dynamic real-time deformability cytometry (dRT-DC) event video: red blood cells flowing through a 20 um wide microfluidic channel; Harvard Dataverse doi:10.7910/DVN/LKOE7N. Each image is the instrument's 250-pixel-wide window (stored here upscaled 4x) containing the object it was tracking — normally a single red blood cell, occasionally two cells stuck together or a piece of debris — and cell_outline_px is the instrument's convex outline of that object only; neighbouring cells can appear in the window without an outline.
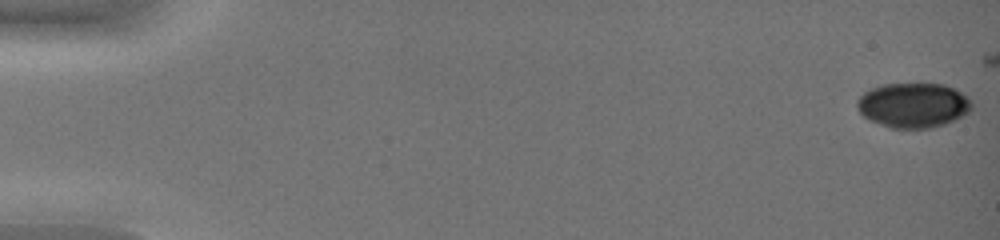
{"species": "common noctule bat (a hibernating species)", "species_latin": "Nyctalus noctula", "temperature_condition": "warm", "stored_images_in_passage": 21, "camera_frame_rate_fps": 3000, "um_per_image_px": 0.085, "animal": {"sex": "female", "body_mass_g": 19.0, "forearm_length_mm": 51.5}, "frame": {"image": 1, "passage_image": 1, "time_ms": 0.0, "image_size_px": [1000, 240], "cell_outline_px": [[972, 108], [968, 112], [944, 124], [932, 128], [892, 128], [868, 120], [860, 112], [856, 104], [856, 100], [864, 92], [872, 88], [884, 84], [944, 84], [968, 96], [972, 104]], "centroid_in_image_um": [77.6, 8.94], "position_along_channel_um": 7.4, "area_um2": 29.77}}
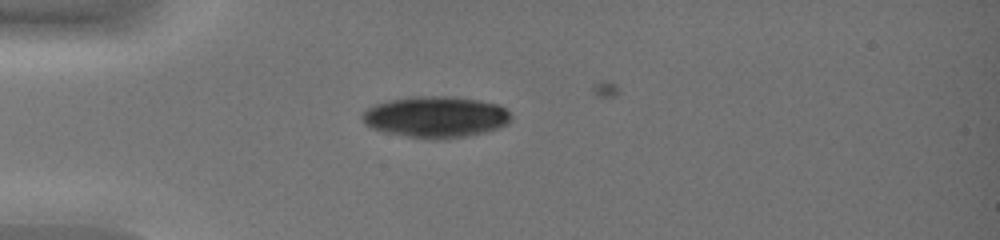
{"frame": {"image": 2, "passage_image": 15, "time_ms": 4.667, "image_size_px": [1000, 240], "cell_outline_px": [[512, 116], [508, 124], [500, 128], [468, 136], [444, 140], [428, 140], [384, 132], [372, 128], [364, 124], [360, 116], [360, 112], [376, 104], [388, 100], [408, 96], [452, 96], [480, 100], [500, 104]], "centroid_in_image_um": [37.02, 9.94], "position_along_channel_um": 48.0, "area_um2": 36.53}}